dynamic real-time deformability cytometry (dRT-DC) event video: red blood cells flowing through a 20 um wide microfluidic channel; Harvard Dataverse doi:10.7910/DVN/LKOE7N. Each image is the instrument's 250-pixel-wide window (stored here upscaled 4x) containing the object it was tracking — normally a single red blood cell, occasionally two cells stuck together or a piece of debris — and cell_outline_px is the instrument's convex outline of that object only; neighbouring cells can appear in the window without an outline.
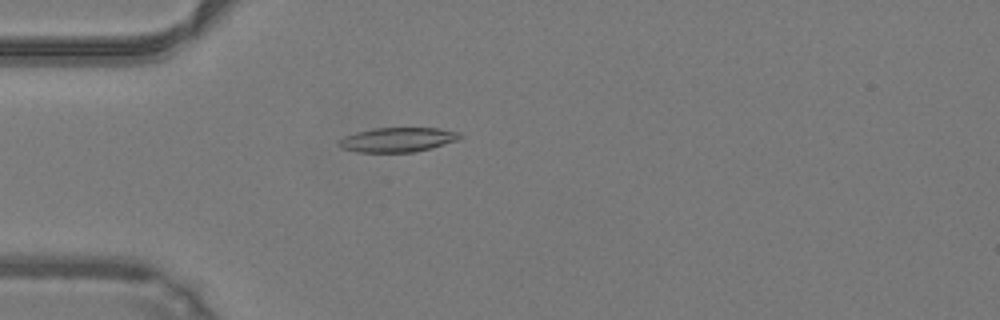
{"species": "common noctule bat (a hibernating species)", "species_latin": "Nyctalus noctula", "temperature_condition": "warm", "stored_images_in_passage": 49, "camera_frame_rate_fps": 3000, "um_per_image_px": 0.085, "animal": {"sex": "male", "body_mass_g": 19.2, "forearm_length_mm": 51.8}, "frame": {"image": 1, "passage_image": 14, "time_ms": 4.333, "image_size_px": [1000, 320], "cell_outline_px": [[464, 136], [456, 140], [432, 148], [416, 152], [356, 152], [340, 148], [336, 144], [344, 136], [356, 132], [372, 128], [440, 128], [460, 132]], "centroid_in_image_um": [33.78, 11.87], "position_along_channel_um": 51.2, "area_um2": 17.46}}
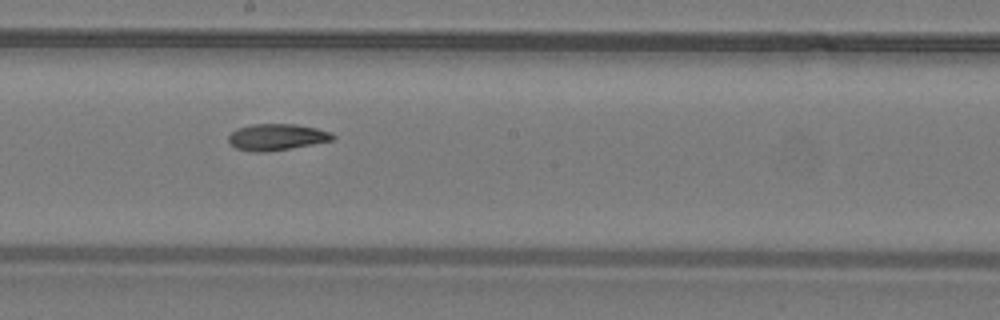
{"frame": {"image": 2, "passage_image": 27, "time_ms": 8.667, "image_size_px": [1000, 320], "cell_outline_px": [[336, 136], [332, 140], [312, 144], [264, 152], [252, 152], [236, 148], [228, 140], [228, 136], [236, 128], [252, 124], [296, 124], [316, 128], [332, 132]], "centroid_in_image_um": [23.51, 11.64], "position_along_channel_um": 224.7, "area_um2": 15.95}}
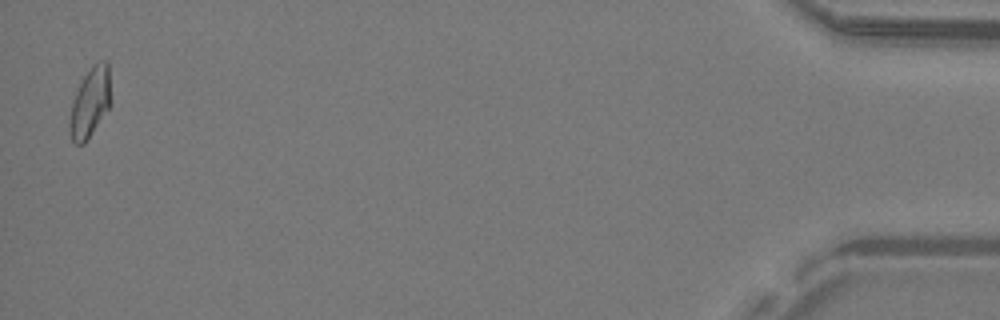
{"frame": {"image": 3, "passage_image": 48, "time_ms": 15.667, "image_size_px": [1000, 320], "cell_outline_px": [[112, 104], [84, 144], [76, 144], [72, 140], [68, 128], [68, 124], [72, 100], [80, 80], [92, 64], [100, 60], [108, 60]], "centroid_in_image_um": [7.66, 8.66], "position_along_channel_um": 427.5, "area_um2": 17.28}}